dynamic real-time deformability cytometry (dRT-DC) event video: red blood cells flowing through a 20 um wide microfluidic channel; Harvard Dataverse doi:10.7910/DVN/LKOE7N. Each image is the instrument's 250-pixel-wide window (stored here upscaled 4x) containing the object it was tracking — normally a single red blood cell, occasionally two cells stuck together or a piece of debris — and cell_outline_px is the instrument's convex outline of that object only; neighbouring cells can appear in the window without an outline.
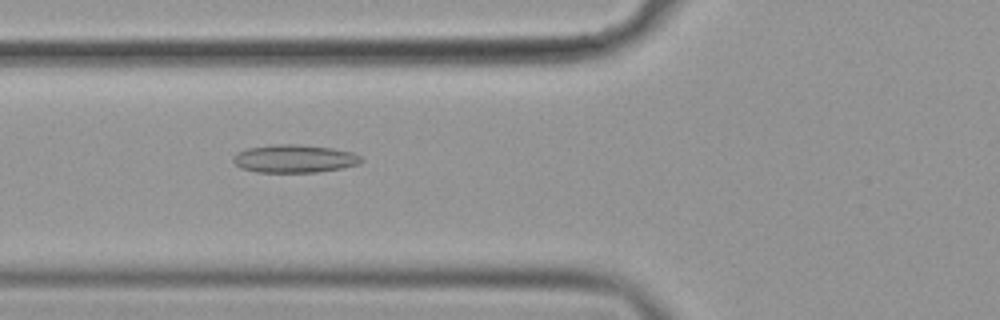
{"species": "common noctule bat (a hibernating species)", "species_latin": "Nyctalus noctula", "temperature_condition": "cold", "stored_images_in_passage": 57, "camera_frame_rate_fps": 3000, "um_per_image_px": 0.085, "animal": {"sex": "female", "body_mass_g": 19.9}, "frame": {"image": 1, "passage_image": 22, "time_ms": 7.0, "image_size_px": [1000, 320], "cell_outline_px": [[364, 160], [360, 164], [340, 168], [316, 172], [256, 172], [240, 168], [232, 160], [232, 156], [236, 152], [248, 148], [272, 144], [300, 144], [332, 148], [352, 152], [360, 156]], "centroid_in_image_um": [25.0, 13.48], "position_along_channel_um": 100.8, "area_um2": 21.04}}
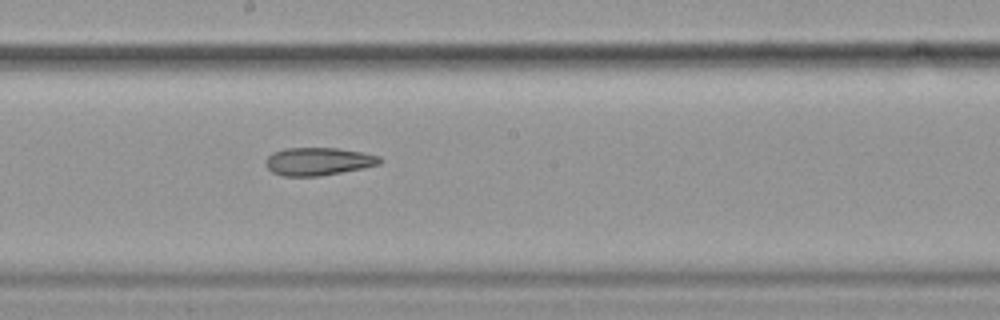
{"frame": {"image": 2, "passage_image": 32, "time_ms": 10.333, "image_size_px": [1000, 320], "cell_outline_px": [[380, 164], [340, 172], [316, 176], [284, 176], [272, 172], [264, 164], [264, 160], [272, 152], [284, 148], [336, 148], [360, 152], [380, 156]], "centroid_in_image_um": [26.97, 13.71], "position_along_channel_um": 221.2, "area_um2": 18.32}}
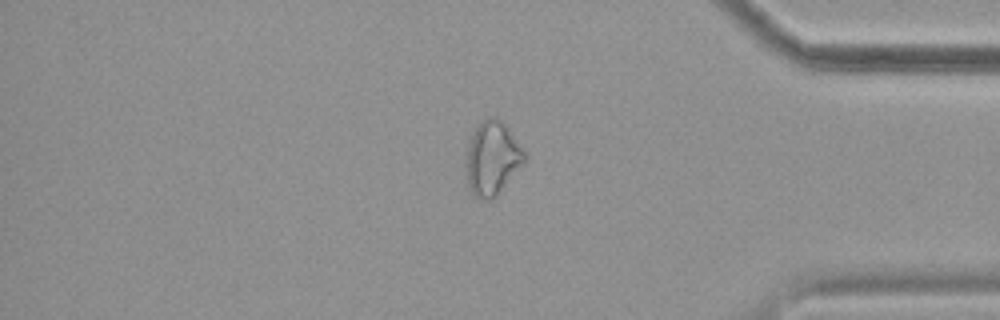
{"frame": {"image": 3, "passage_image": 48, "time_ms": 15.667, "image_size_px": [1000, 320], "cell_outline_px": [[528, 156], [524, 164], [496, 196], [492, 200], [480, 200], [468, 188], [464, 164], [468, 144], [472, 132], [480, 120], [488, 116], [496, 116], [504, 124]], "centroid_in_image_um": [41.81, 13.46], "position_along_channel_um": 393.4, "area_um2": 25.55}}